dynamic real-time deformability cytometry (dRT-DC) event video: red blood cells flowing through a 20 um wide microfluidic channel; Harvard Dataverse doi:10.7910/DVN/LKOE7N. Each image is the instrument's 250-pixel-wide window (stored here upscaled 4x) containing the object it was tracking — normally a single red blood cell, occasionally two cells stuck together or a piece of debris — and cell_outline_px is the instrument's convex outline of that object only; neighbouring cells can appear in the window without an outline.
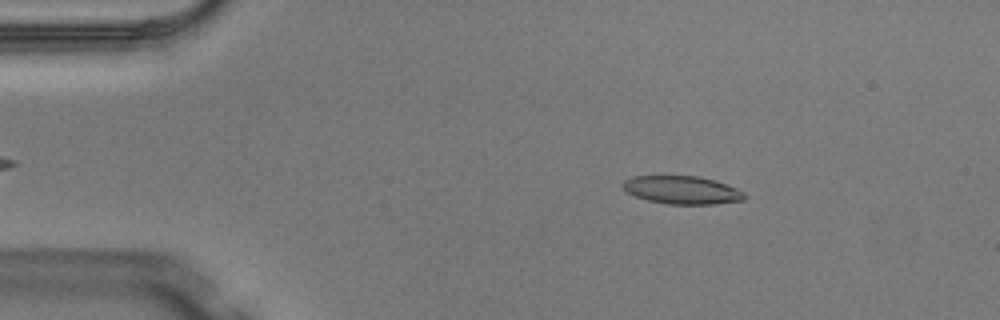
{"species": "Egyptian fruit bat (a non-hibernating species)", "species_latin": "Rousettus aegyptiacus", "temperature_condition": "warm", "stored_images_in_passage": 5, "camera_frame_rate_fps": 3000, "um_per_image_px": 0.085, "animal": {"sex": "male"}, "frame": {"image": 1, "passage_image": 1, "time_ms": 0.0, "image_size_px": [1000, 320], "cell_outline_px": [[744, 200], [716, 204], [668, 204], [648, 200], [636, 196], [628, 192], [620, 184], [624, 180], [632, 176], [700, 176], [716, 180], [736, 188], [744, 192]], "centroid_in_image_um": [57.97, 16.14], "position_along_channel_um": 27.0, "area_um2": 19.88}}
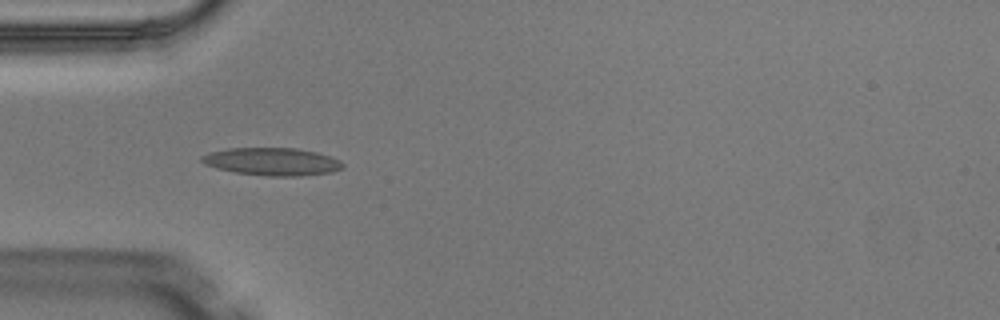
{"frame": {"image": 2, "passage_image": 3, "time_ms": 0.667, "image_size_px": [1000, 320], "cell_outline_px": [[344, 168], [332, 172], [300, 176], [268, 176], [236, 172], [216, 168], [204, 164], [200, 160], [200, 156], [208, 152], [228, 148], [296, 148], [316, 152], [340, 160], [344, 164]], "centroid_in_image_um": [23.11, 13.73], "position_along_channel_um": 61.9, "area_um2": 22.83}}
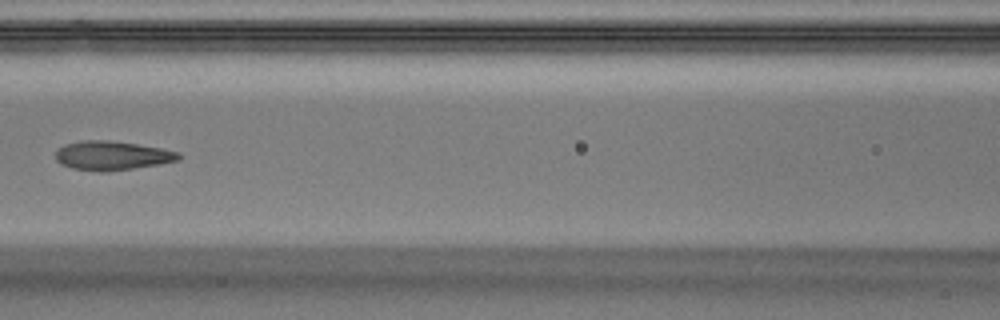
{"frame": {"image": 3, "passage_image": 5, "time_ms": 1.333, "image_size_px": [1000, 320], "cell_outline_px": [[180, 160], [160, 164], [104, 172], [100, 172], [72, 168], [60, 164], [56, 160], [56, 152], [64, 144], [84, 140], [104, 140], [136, 144], [160, 148], [180, 152]], "centroid_in_image_um": [9.51, 13.23], "position_along_channel_um": 157.1, "area_um2": 20.69}}